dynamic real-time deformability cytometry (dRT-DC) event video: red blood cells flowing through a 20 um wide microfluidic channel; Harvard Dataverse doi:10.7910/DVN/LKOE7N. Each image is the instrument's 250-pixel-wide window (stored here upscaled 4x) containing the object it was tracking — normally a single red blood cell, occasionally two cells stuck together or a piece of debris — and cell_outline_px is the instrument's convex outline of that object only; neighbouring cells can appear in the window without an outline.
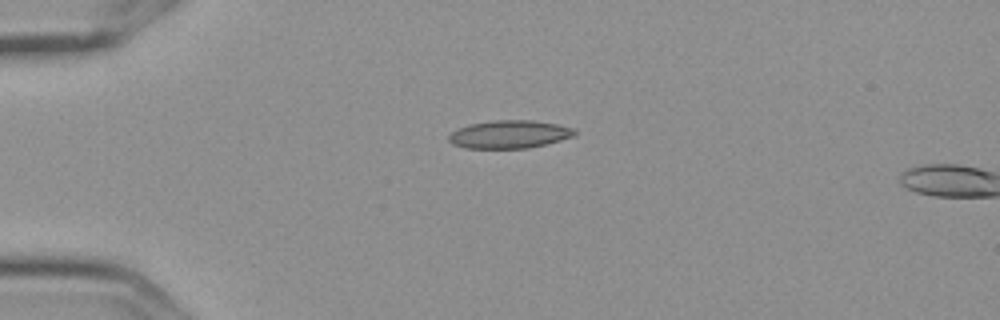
{"species": "Egyptian fruit bat (a non-hibernating species)", "species_latin": "Rousettus aegyptiacus", "temperature_condition": "cold", "stored_images_in_passage": 2, "camera_frame_rate_fps": 3000, "um_per_image_px": 0.085, "frame": {"image": 1, "passage_image": 1, "time_ms": 0.0, "image_size_px": [1000, 320], "cell_outline_px": [[576, 132], [572, 136], [560, 140], [528, 148], [464, 148], [452, 144], [448, 140], [448, 136], [452, 132], [468, 124], [492, 120], [532, 120], [556, 124], [576, 128]], "centroid_in_image_um": [43.27, 11.41], "position_along_channel_um": 41.7, "area_um2": 20.46}}